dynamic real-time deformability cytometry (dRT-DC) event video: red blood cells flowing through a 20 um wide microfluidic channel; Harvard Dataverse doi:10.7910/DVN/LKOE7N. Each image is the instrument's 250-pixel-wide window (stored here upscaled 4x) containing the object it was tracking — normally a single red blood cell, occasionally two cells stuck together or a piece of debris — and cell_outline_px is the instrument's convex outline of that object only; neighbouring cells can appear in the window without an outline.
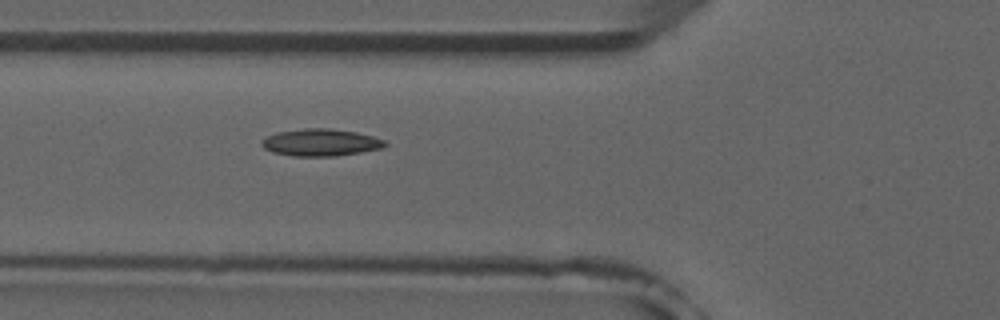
{"species": "common noctule bat (a hibernating species)", "species_latin": "Nyctalus noctula", "temperature_condition": "room temperature", "stored_images_in_passage": 6, "camera_frame_rate_fps": 3000, "um_per_image_px": 0.085, "animal": {"sex": "male", "forearm_length_mm": 52.5}, "frame": {"image": 1, "passage_image": 6, "time_ms": 5.667, "image_size_px": [1000, 320], "cell_outline_px": [[388, 144], [380, 148], [360, 152], [336, 156], [292, 156], [272, 152], [264, 148], [260, 144], [260, 140], [276, 132], [304, 128], [328, 128], [356, 132], [372, 136], [384, 140]], "centroid_in_image_um": [27.21, 12.11], "position_along_channel_um": 98.6, "area_um2": 19.48}}